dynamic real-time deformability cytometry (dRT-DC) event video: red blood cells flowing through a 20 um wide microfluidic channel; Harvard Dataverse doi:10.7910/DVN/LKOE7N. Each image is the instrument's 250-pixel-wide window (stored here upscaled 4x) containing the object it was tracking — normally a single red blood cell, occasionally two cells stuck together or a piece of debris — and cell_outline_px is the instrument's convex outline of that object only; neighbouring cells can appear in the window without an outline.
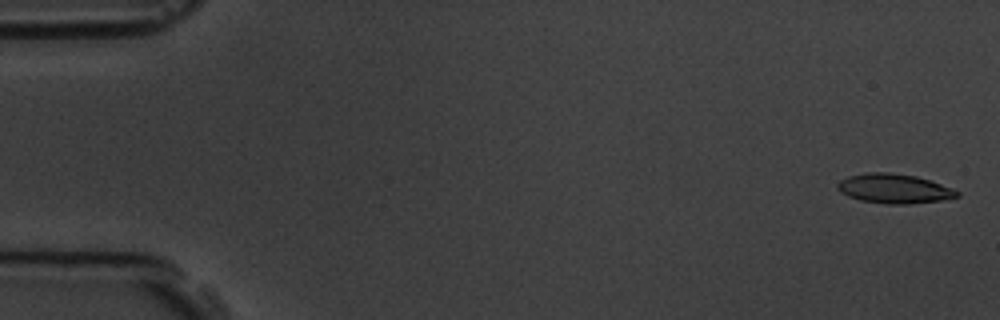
{"species": "common noctule bat (a hibernating species)", "species_latin": "Nyctalus noctula", "temperature_condition": "room temperature", "stored_images_in_passage": 6, "segment_of_instrument_passage": [1, 2], "camera_frame_rate_fps": 3000, "um_per_image_px": 0.085, "animal": {"sex": "male", "body_mass_g": 19.5, "forearm_length_mm": 54.6}, "frame": {"image": 1, "passage_image": 1, "time_ms": 0.0, "image_size_px": [1000, 320], "cell_outline_px": [[960, 196], [940, 200], [908, 204], [884, 204], [860, 200], [848, 196], [840, 192], [836, 188], [836, 184], [840, 180], [848, 176], [864, 172], [888, 172], [916, 176], [952, 188], [960, 192]], "centroid_in_image_um": [75.95, 16.03], "position_along_channel_um": 9.0, "area_um2": 20.58}}